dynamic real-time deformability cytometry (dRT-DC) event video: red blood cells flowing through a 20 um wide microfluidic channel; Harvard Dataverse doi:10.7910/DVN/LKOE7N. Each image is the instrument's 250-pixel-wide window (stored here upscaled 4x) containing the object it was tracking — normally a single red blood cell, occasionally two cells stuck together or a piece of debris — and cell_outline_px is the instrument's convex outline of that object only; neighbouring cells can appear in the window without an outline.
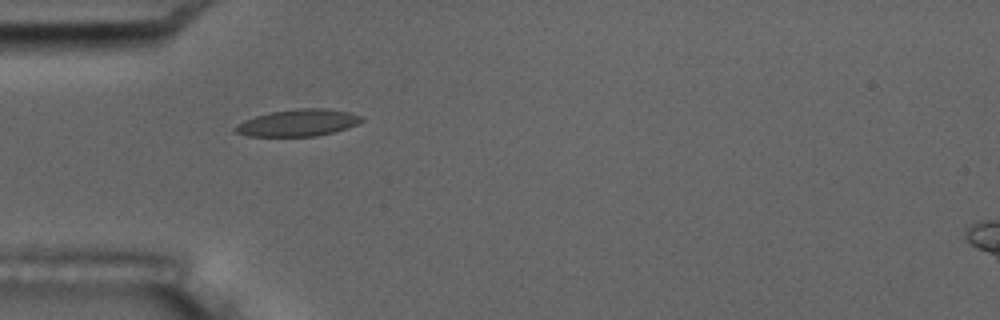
{"species": "common noctule bat (a hibernating species)", "species_latin": "Nyctalus noctula", "temperature_condition": "room temperature", "stored_images_in_passage": 2, "camera_frame_rate_fps": 3000, "um_per_image_px": 0.085, "animal": {"sex": "male", "body_mass_g": 17.5, "forearm_length_mm": 52.3}, "frame": {"image": 1, "passage_image": 1, "time_ms": 0.0, "image_size_px": [1000, 320], "cell_outline_px": [[364, 120], [348, 128], [316, 136], [248, 136], [232, 132], [232, 128], [236, 124], [244, 120], [256, 116], [272, 112], [300, 108], [328, 108], [348, 112], [364, 116]], "centroid_in_image_um": [25.31, 10.44], "position_along_channel_um": 59.7, "area_um2": 19.88}}